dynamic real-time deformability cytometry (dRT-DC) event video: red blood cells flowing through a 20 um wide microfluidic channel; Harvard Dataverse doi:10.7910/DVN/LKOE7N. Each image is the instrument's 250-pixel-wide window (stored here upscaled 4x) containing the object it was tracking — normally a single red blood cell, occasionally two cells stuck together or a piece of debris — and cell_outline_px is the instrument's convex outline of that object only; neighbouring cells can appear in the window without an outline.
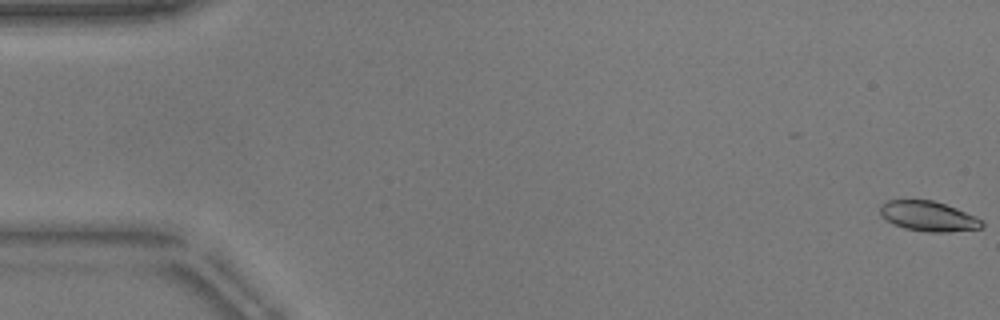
{"species": "common noctule bat (a hibernating species)", "species_latin": "Nyctalus noctula", "temperature_condition": "warm", "stored_images_in_passage": 53, "camera_frame_rate_fps": 3000, "um_per_image_px": 0.085, "animal": {"sex": "male", "body_mass_g": 17.9}, "frame": {"image": 1, "passage_image": 1, "time_ms": 0.0, "image_size_px": [1000, 320], "cell_outline_px": [[984, 224], [980, 228], [948, 232], [924, 232], [904, 228], [892, 224], [880, 216], [880, 204], [888, 200], [932, 200], [956, 208], [976, 216], [984, 220]], "centroid_in_image_um": [78.89, 18.38], "position_along_channel_um": 6.1, "area_um2": 17.98}}
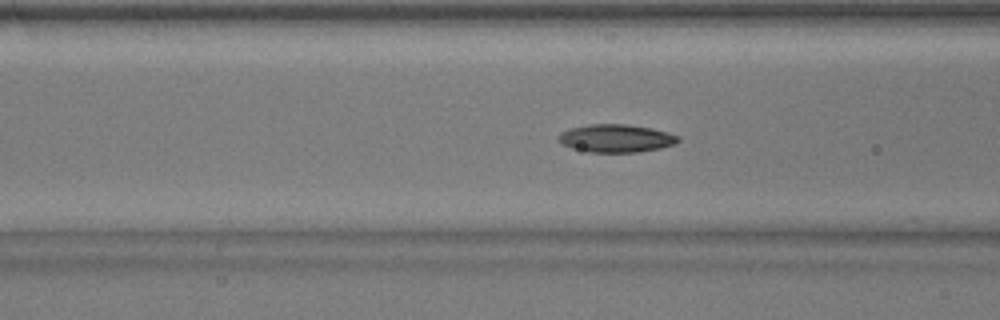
{"frame": {"image": 2, "passage_image": 21, "time_ms": 6.667, "image_size_px": [1000, 320], "cell_outline_px": [[680, 140], [676, 144], [660, 148], [636, 152], [588, 152], [572, 148], [564, 144], [560, 140], [560, 132], [572, 128], [592, 124], [624, 124], [652, 128], [668, 132], [680, 136]], "centroid_in_image_um": [52.43, 11.76], "position_along_channel_um": 114.2, "area_um2": 19.31}}
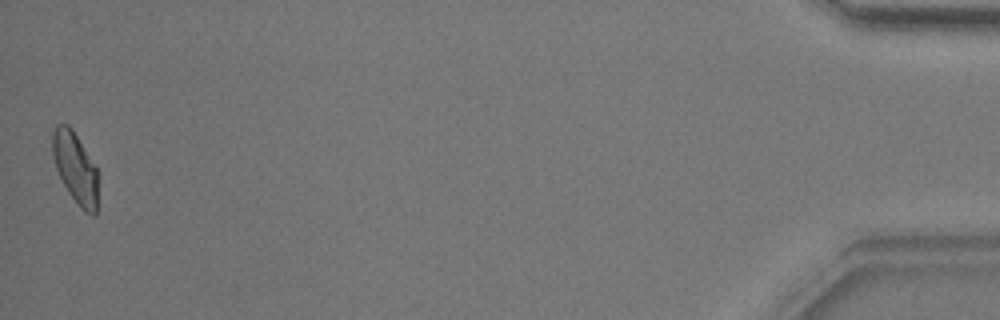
{"frame": {"image": 3, "passage_image": 53, "time_ms": 17.333, "image_size_px": [1000, 320], "cell_outline_px": [[96, 212], [92, 216], [84, 212], [80, 208], [68, 192], [56, 168], [52, 156], [52, 132], [56, 124], [68, 124], [72, 128], [96, 168]], "centroid_in_image_um": [6.36, 14.25], "position_along_channel_um": 428.8, "area_um2": 18.5}, "authors_computed_cell_mechanics": {"area_um2": 18.785, "velocity_mm_per_s": 3.8319, "shape_relaxation_time_tau1_ms": 4.6382, "shape_relaxation_time_tau2_ms": 2.5453, "deformation_change_tau1": 0.1403, "deformation_change_tau2": 0.0802}}